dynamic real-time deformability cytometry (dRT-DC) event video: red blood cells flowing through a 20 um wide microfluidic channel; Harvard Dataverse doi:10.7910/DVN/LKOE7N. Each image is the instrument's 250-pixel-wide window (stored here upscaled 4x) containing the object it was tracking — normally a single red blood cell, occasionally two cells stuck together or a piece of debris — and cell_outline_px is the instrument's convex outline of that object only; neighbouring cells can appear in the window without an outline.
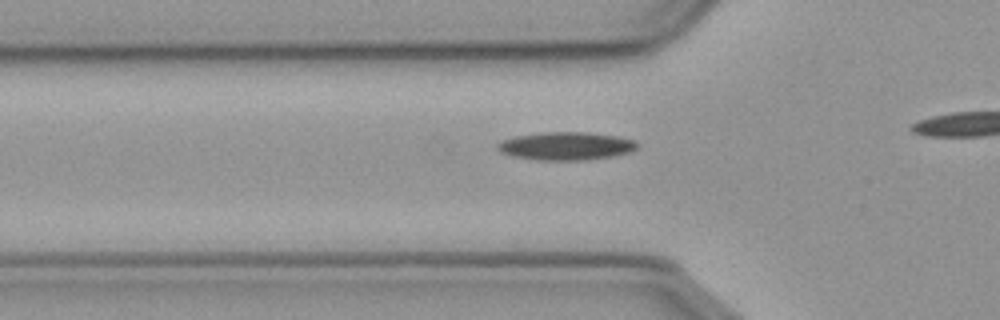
{"species": "common noctule bat (a hibernating species)", "species_latin": "Nyctalus noctula", "temperature_condition": "cold", "stored_images_in_passage": 12, "camera_frame_rate_fps": 3000, "um_per_image_px": 0.085, "animal": {"sex": "male", "body_mass_g": 23.1, "forearm_length_mm": 52.7}, "frame": {"image": 1, "passage_image": 6, "time_ms": 1.667, "image_size_px": [1000, 320], "cell_outline_px": [[640, 144], [632, 152], [612, 156], [588, 160], [536, 160], [512, 156], [500, 152], [496, 148], [496, 144], [504, 140], [516, 136], [544, 132], [588, 132], [616, 136], [636, 140]], "centroid_in_image_um": [48.14, 12.41], "position_along_channel_um": 77.7, "area_um2": 23.0}}